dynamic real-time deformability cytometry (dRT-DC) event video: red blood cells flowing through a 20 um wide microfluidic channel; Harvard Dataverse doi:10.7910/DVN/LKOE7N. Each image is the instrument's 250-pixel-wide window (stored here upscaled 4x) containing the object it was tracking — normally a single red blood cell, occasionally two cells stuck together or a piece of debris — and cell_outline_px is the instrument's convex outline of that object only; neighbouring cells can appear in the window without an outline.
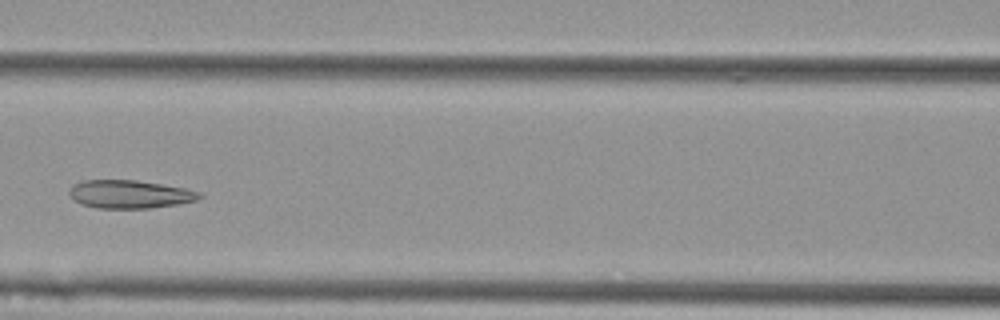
{"species": "Egyptian fruit bat (a non-hibernating species)", "species_latin": "Rousettus aegyptiacus", "temperature_condition": "cold", "stored_images_in_passage": 6, "camera_frame_rate_fps": 3000, "um_per_image_px": 0.085, "animal": {"sex": "female"}, "frame": {"image": 1, "passage_image": 4, "time_ms": 1.0, "image_size_px": [1000, 320], "cell_outline_px": [[204, 196], [196, 200], [180, 204], [148, 208], [96, 208], [80, 204], [72, 200], [68, 196], [68, 192], [72, 184], [84, 180], [136, 180], [184, 188], [200, 192]], "centroid_in_image_um": [10.98, 16.51], "position_along_channel_um": 155.6, "area_um2": 21.56}}
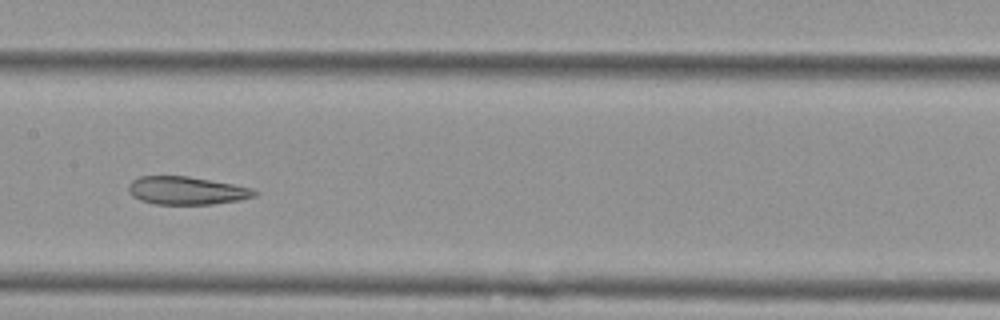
{"frame": {"image": 2, "passage_image": 5, "time_ms": 1.333, "image_size_px": [1000, 320], "cell_outline_px": [[256, 196], [240, 200], [212, 204], [156, 204], [140, 200], [132, 196], [128, 192], [128, 184], [132, 180], [140, 176], [188, 176], [232, 184], [252, 188], [256, 192]], "centroid_in_image_um": [15.82, 16.2], "position_along_channel_um": 191.6, "area_um2": 20.52}}
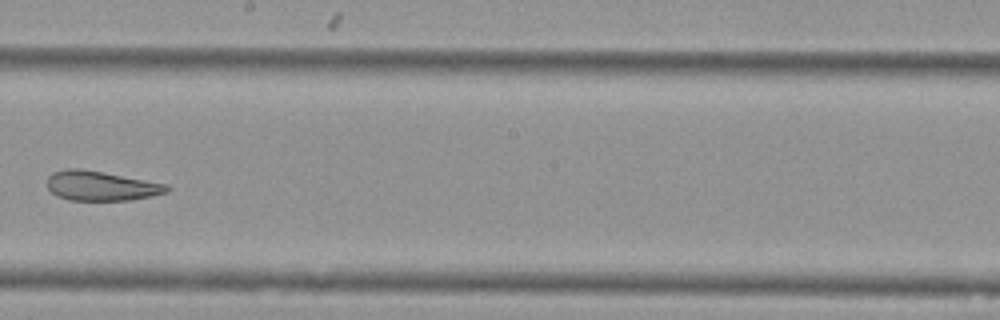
{"frame": {"image": 3, "passage_image": 6, "time_ms": 1.667, "image_size_px": [1000, 320], "cell_outline_px": [[172, 188], [168, 192], [152, 196], [128, 200], [68, 200], [56, 196], [48, 188], [48, 176], [52, 172], [68, 168], [80, 168], [168, 184]], "centroid_in_image_um": [8.6, 15.8], "position_along_channel_um": 239.6, "area_um2": 20.69}}